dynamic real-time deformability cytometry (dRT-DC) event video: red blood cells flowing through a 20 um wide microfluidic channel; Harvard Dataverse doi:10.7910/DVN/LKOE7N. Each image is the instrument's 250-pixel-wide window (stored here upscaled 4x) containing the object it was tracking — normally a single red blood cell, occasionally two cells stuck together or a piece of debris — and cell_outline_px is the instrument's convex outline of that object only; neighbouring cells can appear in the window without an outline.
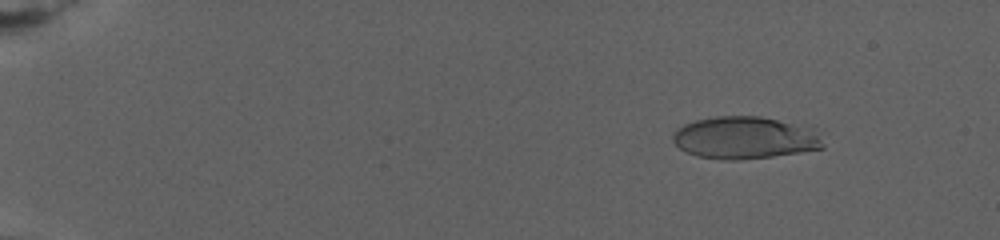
{"species": "human", "species_latin": "Homo sapiens", "temperature_condition": "warm", "stored_images_in_passage": 32, "camera_frame_rate_fps": 3000, "um_per_image_px": 0.085, "donor": {"sex": "female"}, "frame": {"image": 1, "passage_image": 3, "time_ms": 2.333, "image_size_px": [1000, 240], "cell_outline_px": [[824, 148], [800, 152], [772, 156], [740, 160], [720, 160], [696, 156], [680, 148], [672, 140], [672, 136], [684, 124], [696, 120], [716, 116], [760, 116], [812, 128], [824, 144]], "centroid_in_image_um": [63.29, 11.72], "position_along_channel_um": 21.7, "area_um2": 36.7}}
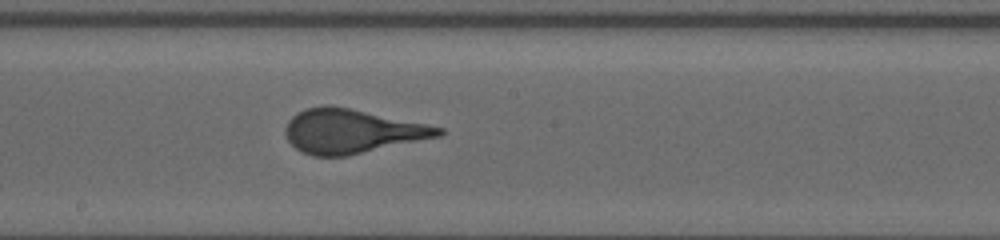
{"frame": {"image": 2, "passage_image": 16, "time_ms": 14.667, "image_size_px": [1000, 240], "cell_outline_px": [[444, 132], [440, 136], [348, 156], [312, 156], [300, 152], [288, 140], [284, 132], [284, 128], [288, 120], [296, 112], [308, 108], [328, 104], [348, 108], [444, 128]], "centroid_in_image_um": [29.84, 11.16], "position_along_channel_um": 218.4, "area_um2": 39.13}}
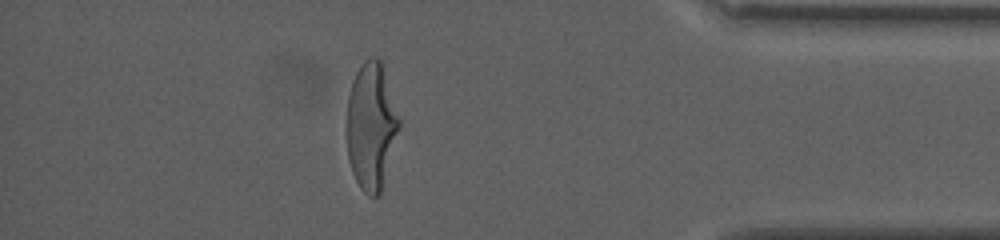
{"frame": {"image": 3, "passage_image": 28, "time_ms": 22.667, "image_size_px": [1000, 240], "cell_outline_px": [[400, 124], [380, 192], [376, 196], [368, 196], [360, 188], [352, 172], [348, 156], [348, 96], [352, 80], [356, 72], [364, 60], [368, 56], [376, 56], [384, 64], [400, 120]], "centroid_in_image_um": [31.56, 10.63], "position_along_channel_um": 403.6, "area_um2": 38.44}, "authors_computed_cell_mechanics": {"area_um2": 38.6682, "velocity_mm_per_s": 2.6712, "shape_relaxation_time_tau1_ms": 5.4272, "shape_relaxation_time_tau2_ms": null, "deformation_change_tau1": 0.2229, "deformation_change_tau2": null}}